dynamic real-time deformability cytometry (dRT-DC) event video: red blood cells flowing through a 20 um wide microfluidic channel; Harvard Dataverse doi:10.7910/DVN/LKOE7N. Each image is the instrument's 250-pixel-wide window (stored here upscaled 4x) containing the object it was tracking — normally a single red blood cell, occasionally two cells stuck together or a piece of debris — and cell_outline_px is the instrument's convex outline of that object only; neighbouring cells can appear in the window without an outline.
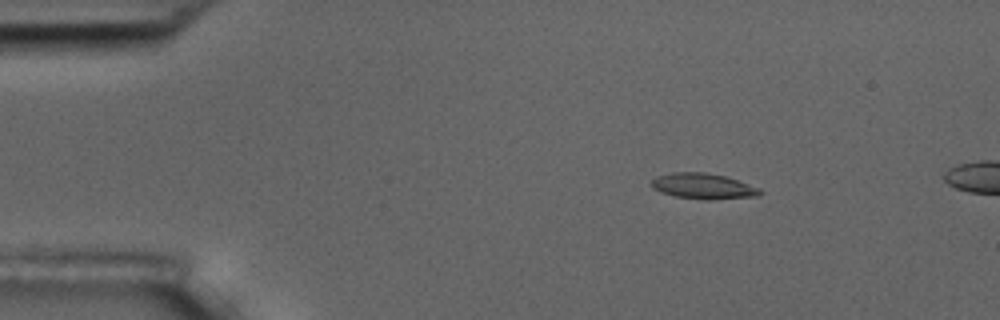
{"species": "common noctule bat (a hibernating species)", "species_latin": "Nyctalus noctula", "temperature_condition": "room temperature", "stored_images_in_passage": 3, "camera_frame_rate_fps": 3000, "um_per_image_px": 0.085, "animal": {"sex": "male", "body_mass_g": 17.5, "forearm_length_mm": 52.3}, "frame": {"image": 1, "passage_image": 1, "time_ms": 0.0, "image_size_px": [1000, 320], "cell_outline_px": [[764, 192], [756, 196], [708, 200], [676, 196], [660, 192], [652, 188], [652, 180], [656, 176], [672, 172], [704, 172], [724, 176], [760, 188]], "centroid_in_image_um": [59.75, 15.82], "position_along_channel_um": 25.2, "area_um2": 16.07}}